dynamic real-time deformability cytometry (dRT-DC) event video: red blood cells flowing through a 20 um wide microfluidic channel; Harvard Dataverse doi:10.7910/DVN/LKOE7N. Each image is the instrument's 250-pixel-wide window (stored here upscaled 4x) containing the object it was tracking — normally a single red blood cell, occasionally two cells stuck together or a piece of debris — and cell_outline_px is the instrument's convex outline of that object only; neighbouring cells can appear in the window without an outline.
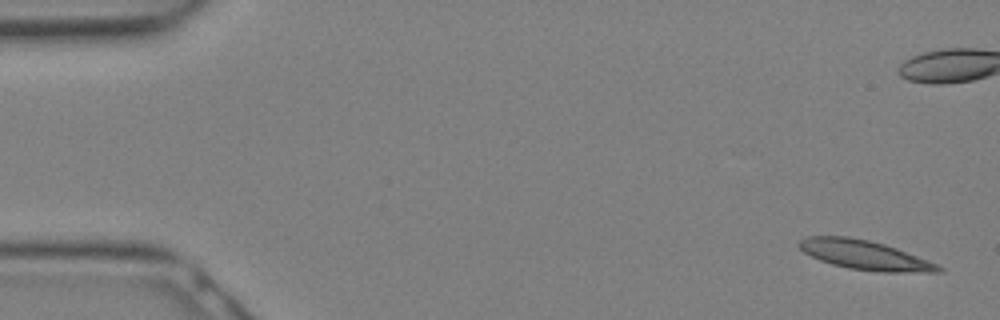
{"species": "Egyptian fruit bat (a non-hibernating species)", "species_latin": "Rousettus aegyptiacus", "temperature_condition": "warm", "stored_images_in_passage": 15, "camera_frame_rate_fps": 3000, "um_per_image_px": 0.085, "animal": {"sex": "female"}, "frame": {"image": 1, "passage_image": 1, "time_ms": 0.0, "image_size_px": [1000, 320], "cell_outline_px": [[944, 272], [880, 272], [848, 268], [832, 264], [820, 260], [804, 252], [796, 244], [800, 240], [808, 236], [848, 236], [868, 240], [884, 244], [896, 248], [940, 264], [944, 268]], "centroid_in_image_um": [73.54, 21.68], "position_along_channel_um": 11.5, "area_um2": 23.87}}
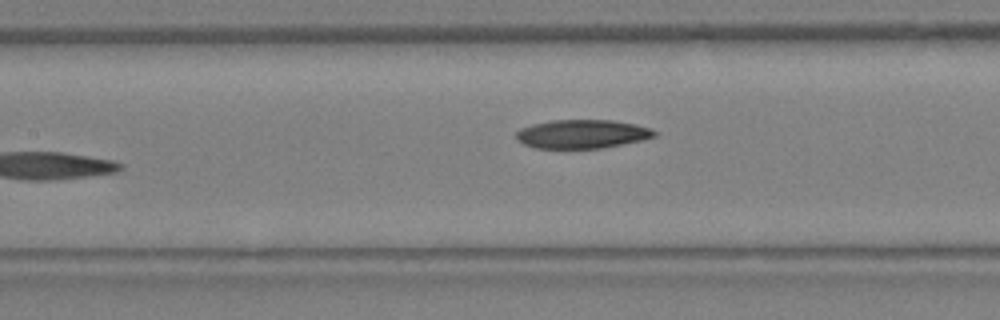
{"frame": {"image": 2, "passage_image": 15, "time_ms": 4.667, "image_size_px": [1000, 320], "cell_outline_px": [[656, 136], [644, 140], [604, 148], [532, 148], [516, 140], [516, 132], [520, 128], [532, 124], [552, 120], [612, 120], [636, 124], [652, 128], [656, 132]], "centroid_in_image_um": [49.49, 11.39], "position_along_channel_um": 157.9, "area_um2": 23.41}}